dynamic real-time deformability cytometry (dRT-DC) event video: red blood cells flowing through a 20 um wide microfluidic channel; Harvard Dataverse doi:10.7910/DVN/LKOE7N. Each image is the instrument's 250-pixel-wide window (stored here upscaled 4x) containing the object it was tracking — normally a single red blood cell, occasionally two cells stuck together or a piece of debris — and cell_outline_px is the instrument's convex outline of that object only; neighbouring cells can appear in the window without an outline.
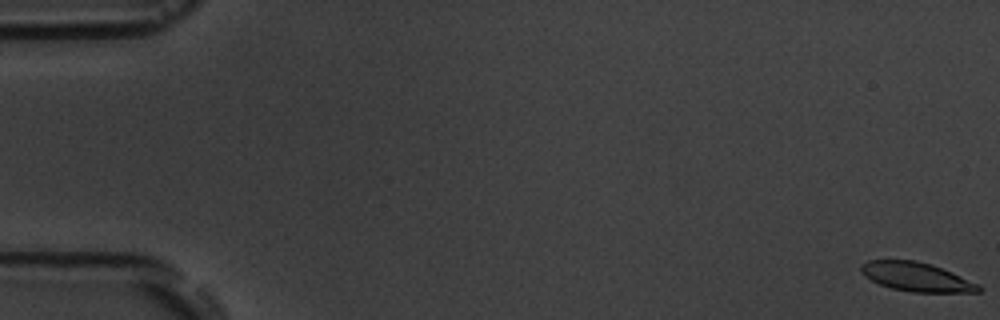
{"species": "common noctule bat (a hibernating species)", "species_latin": "Nyctalus noctula", "temperature_condition": "room temperature", "stored_images_in_passage": 6, "camera_frame_rate_fps": 3000, "um_per_image_px": 0.085, "animal": {"sex": "male", "body_mass_g": 19.5, "forearm_length_mm": 54.6}, "frame": {"image": 1, "passage_image": 1, "time_ms": 0.0, "image_size_px": [1000, 320], "cell_outline_px": [[984, 288], [980, 292], [912, 292], [892, 288], [880, 284], [864, 276], [860, 272], [860, 264], [868, 260], [916, 260], [932, 264], [952, 272], [980, 284]], "centroid_in_image_um": [77.92, 23.53], "position_along_channel_um": 7.1, "area_um2": 20.0}}
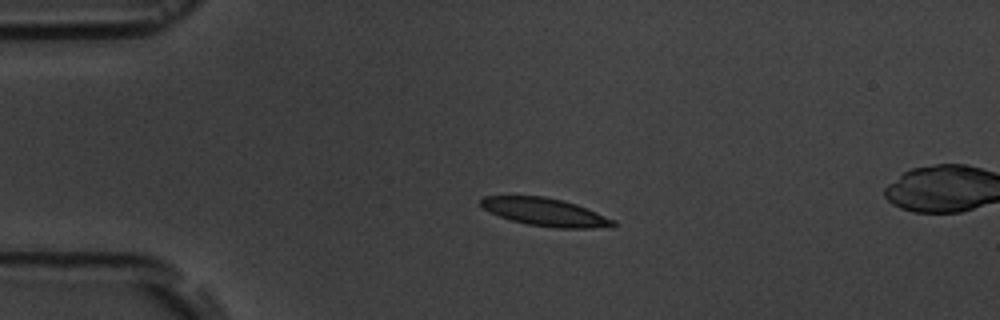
{"frame": {"image": 2, "passage_image": 4, "time_ms": 4.333, "image_size_px": [1000, 320], "cell_outline_px": [[616, 224], [612, 228], [556, 228], [528, 224], [512, 220], [488, 212], [480, 204], [480, 200], [484, 196], [544, 196], [564, 200], [576, 204], [616, 220]], "centroid_in_image_um": [46.38, 18.03], "position_along_channel_um": 38.6, "area_um2": 21.56}}